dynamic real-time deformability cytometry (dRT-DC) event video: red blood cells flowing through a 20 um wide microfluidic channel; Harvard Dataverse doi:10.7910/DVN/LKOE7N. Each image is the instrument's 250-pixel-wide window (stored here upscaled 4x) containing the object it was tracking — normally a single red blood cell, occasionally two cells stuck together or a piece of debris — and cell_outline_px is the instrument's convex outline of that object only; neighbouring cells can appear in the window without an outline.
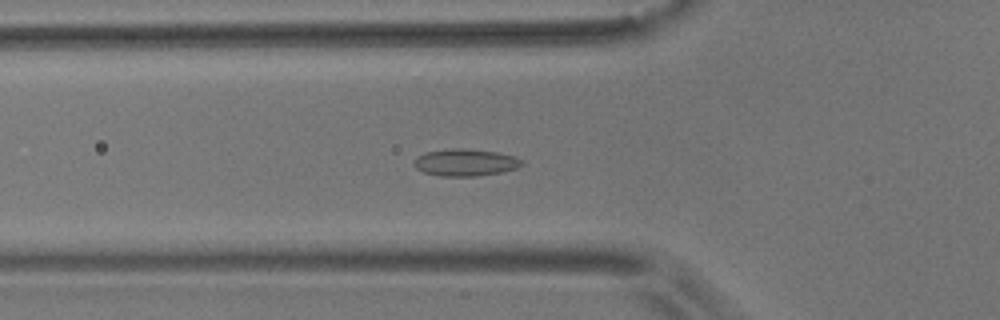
{"species": "common noctule bat (a hibernating species)", "species_latin": "Nyctalus noctula", "temperature_condition": "room temperature", "stored_images_in_passage": 42, "camera_frame_rate_fps": 3000, "um_per_image_px": 0.085, "animal": {"sex": "male", "body_mass_g": 17.9}, "frame": {"image": 1, "passage_image": 6, "time_ms": 1.667, "image_size_px": [1000, 320], "cell_outline_px": [[524, 164], [516, 168], [504, 172], [476, 176], [440, 176], [424, 172], [416, 168], [412, 164], [416, 156], [424, 152], [452, 148], [464, 148], [496, 152], [516, 156], [524, 160]], "centroid_in_image_um": [39.56, 13.8], "position_along_channel_um": 86.2, "area_um2": 17.28}}
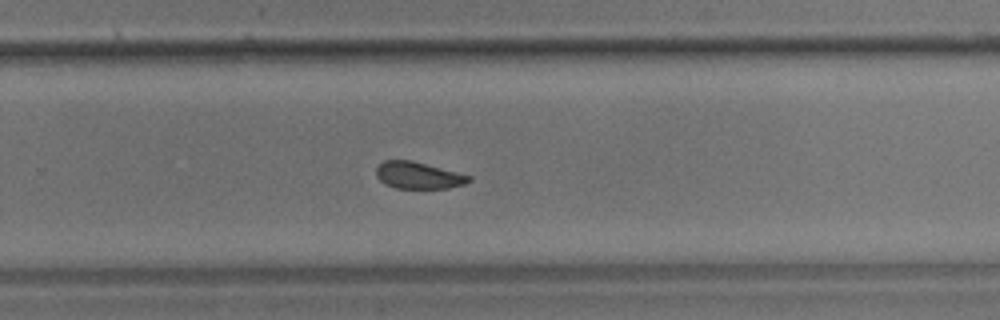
{"frame": {"image": 2, "passage_image": 23, "time_ms": 7.333, "image_size_px": [1000, 320], "cell_outline_px": [[472, 180], [464, 184], [448, 188], [396, 188], [384, 184], [376, 176], [376, 168], [384, 160], [412, 160], [472, 176]], "centroid_in_image_um": [35.55, 14.9], "position_along_channel_um": 294.2, "area_um2": 14.51}}
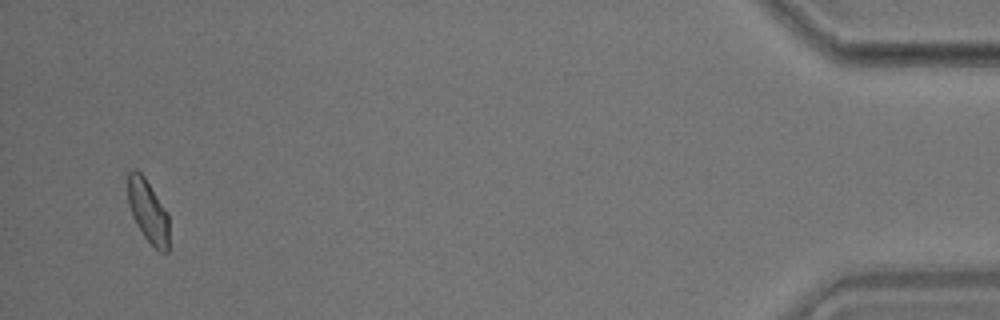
{"frame": {"image": 3, "passage_image": 40, "time_ms": 13.0, "image_size_px": [1000, 320], "cell_outline_px": [[168, 252], [160, 252], [144, 236], [132, 216], [128, 204], [128, 172], [132, 168], [136, 168], [144, 176], [168, 212]], "centroid_in_image_um": [12.57, 17.9], "position_along_channel_um": 422.6, "area_um2": 15.09}, "authors_computed_cell_mechanics": {"area_um2": 15.5193, "velocity_mm_per_s": 3.6663, "shape_relaxation_time_tau1_ms": 7.216, "shape_relaxation_time_tau2_ms": 2.0797, "deformation_change_tau1": 0.1002, "deformation_change_tau2": 0.073}}